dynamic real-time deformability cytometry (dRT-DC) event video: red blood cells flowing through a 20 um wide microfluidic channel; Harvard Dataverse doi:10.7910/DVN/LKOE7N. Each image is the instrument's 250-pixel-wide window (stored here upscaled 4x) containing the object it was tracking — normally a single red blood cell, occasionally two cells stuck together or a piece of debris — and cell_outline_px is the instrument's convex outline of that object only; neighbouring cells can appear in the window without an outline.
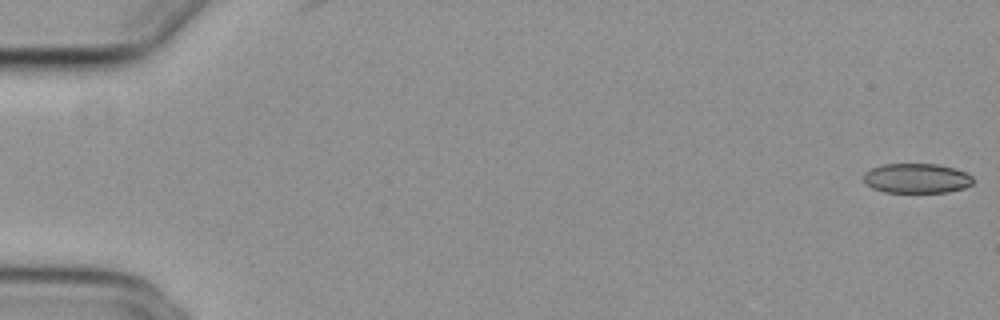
{"species": "common noctule bat (a hibernating species)", "species_latin": "Nyctalus noctula", "temperature_condition": "cold", "stored_images_in_passage": 8, "camera_frame_rate_fps": 3000, "um_per_image_px": 0.085, "animal": {"sex": "female", "body_mass_g": 29.2, "forearm_length_mm": 56.3}, "frame": {"image": 1, "passage_image": 1, "time_ms": 0.0, "image_size_px": [1000, 320], "cell_outline_px": [[972, 184], [964, 188], [948, 192], [884, 192], [872, 188], [864, 180], [864, 172], [872, 168], [884, 164], [936, 164], [952, 168], [964, 172], [972, 176]], "centroid_in_image_um": [77.9, 15.16], "position_along_channel_um": 7.1, "area_um2": 18.79}}